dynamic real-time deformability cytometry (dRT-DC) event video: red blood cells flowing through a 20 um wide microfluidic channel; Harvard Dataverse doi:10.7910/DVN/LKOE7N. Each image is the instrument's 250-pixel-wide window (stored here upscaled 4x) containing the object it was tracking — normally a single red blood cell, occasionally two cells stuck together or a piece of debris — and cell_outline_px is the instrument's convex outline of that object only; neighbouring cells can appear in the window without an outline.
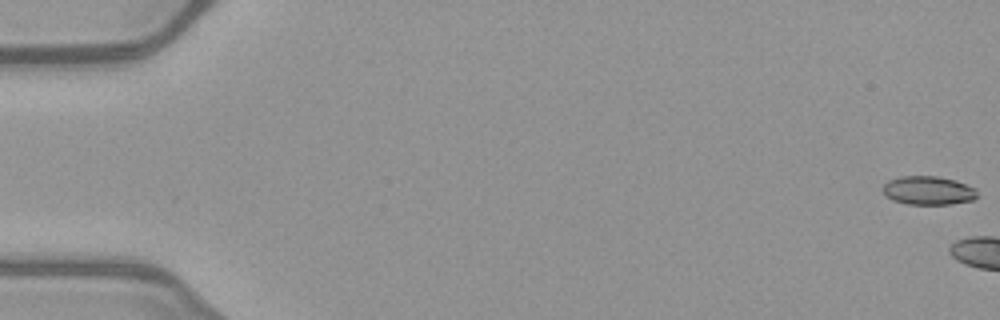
{"species": "common noctule bat (a hibernating species)", "species_latin": "Nyctalus noctula", "temperature_condition": "warm", "stored_images_in_passage": 7, "camera_frame_rate_fps": 3000, "um_per_image_px": 0.085, "animal": {"sex": "female", "body_mass_g": 21.9}, "frame": {"image": 1, "passage_image": 1, "time_ms": 0.0, "image_size_px": [1000, 320], "cell_outline_px": [[976, 196], [972, 200], [952, 204], [908, 204], [892, 200], [884, 196], [884, 184], [888, 180], [900, 176], [936, 176], [956, 180], [976, 188]], "centroid_in_image_um": [78.89, 16.19], "position_along_channel_um": 6.1, "area_um2": 15.78}}